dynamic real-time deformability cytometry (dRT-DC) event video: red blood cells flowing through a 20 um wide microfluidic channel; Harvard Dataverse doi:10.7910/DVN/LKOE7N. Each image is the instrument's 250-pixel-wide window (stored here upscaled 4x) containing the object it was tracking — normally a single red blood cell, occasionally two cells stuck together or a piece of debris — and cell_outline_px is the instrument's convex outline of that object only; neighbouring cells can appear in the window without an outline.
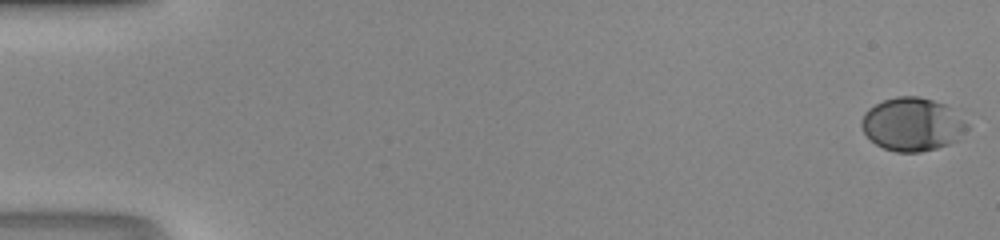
{"species": "human", "species_latin": "Homo sapiens", "temperature_condition": "room temperature", "stored_images_in_passage": 49, "camera_frame_rate_fps": 3000, "um_per_image_px": 0.085, "donor": {"sex": "male"}, "frame": {"image": 1, "passage_image": 1, "time_ms": 0.0, "image_size_px": [1000, 240], "cell_outline_px": [[968, 128], [960, 140], [936, 148], [920, 152], [896, 152], [884, 148], [876, 144], [864, 132], [860, 124], [860, 120], [864, 112], [868, 108], [884, 100], [896, 96], [920, 96], [944, 104], [968, 124]], "centroid_in_image_um": [77.53, 10.57], "position_along_channel_um": 7.5, "area_um2": 32.71}}
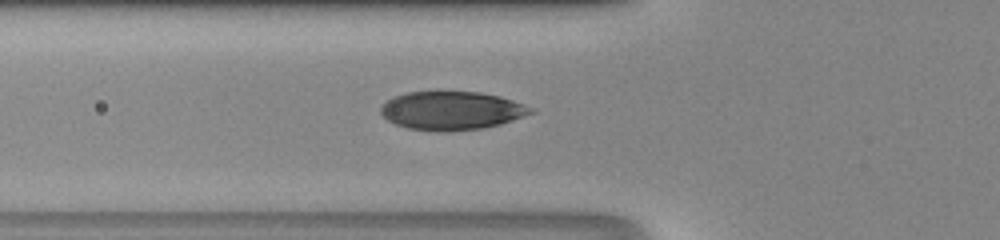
{"frame": {"image": 2, "passage_image": 19, "time_ms": 6.0, "image_size_px": [1000, 240], "cell_outline_px": [[536, 112], [500, 124], [484, 128], [444, 132], [436, 132], [408, 128], [396, 124], [388, 120], [380, 112], [380, 108], [388, 100], [396, 96], [408, 92], [480, 92], [500, 96], [524, 104], [532, 108]], "centroid_in_image_um": [38.41, 9.41], "position_along_channel_um": 87.4, "area_um2": 33.52}}
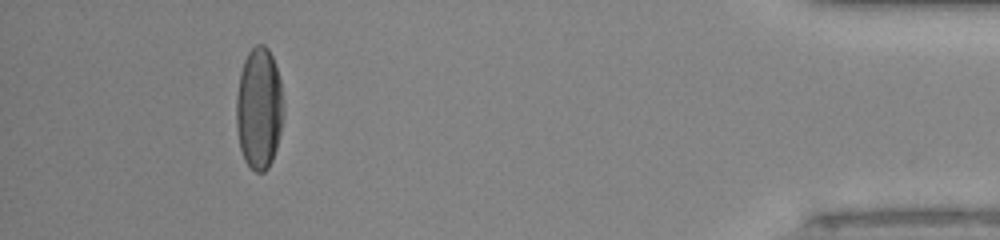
{"frame": {"image": 3, "passage_image": 45, "time_ms": 14.667, "image_size_px": [1000, 240], "cell_outline_px": [[284, 116], [276, 148], [272, 160], [268, 168], [264, 172], [256, 172], [244, 160], [240, 148], [236, 128], [236, 96], [240, 72], [244, 60], [248, 52], [256, 44], [264, 44], [268, 48], [272, 56], [280, 80], [284, 108]], "centroid_in_image_um": [22.01, 9.21], "position_along_channel_um": 413.2, "area_um2": 33.76}}